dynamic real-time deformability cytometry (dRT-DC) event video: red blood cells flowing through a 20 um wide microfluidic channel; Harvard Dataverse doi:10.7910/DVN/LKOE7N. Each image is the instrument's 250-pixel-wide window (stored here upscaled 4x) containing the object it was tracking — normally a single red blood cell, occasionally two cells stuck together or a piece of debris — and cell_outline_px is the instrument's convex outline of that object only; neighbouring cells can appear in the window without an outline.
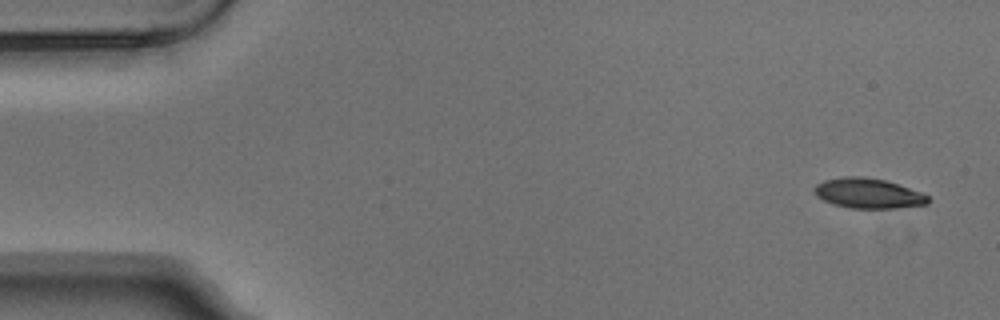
{"species": "Egyptian fruit bat (a non-hibernating species)", "species_latin": "Rousettus aegyptiacus", "temperature_condition": "warm", "stored_images_in_passage": 3, "camera_frame_rate_fps": 3000, "um_per_image_px": 0.085, "animal": {"sex": "male"}, "frame": {"image": 1, "passage_image": 1, "time_ms": 0.0, "image_size_px": [1000, 320], "cell_outline_px": [[928, 204], [896, 208], [852, 208], [836, 204], [824, 200], [816, 196], [812, 192], [812, 188], [816, 184], [824, 180], [844, 176], [864, 176], [884, 180], [920, 192], [928, 196]], "centroid_in_image_um": [73.74, 16.42], "position_along_channel_um": 11.3, "area_um2": 19.77}}
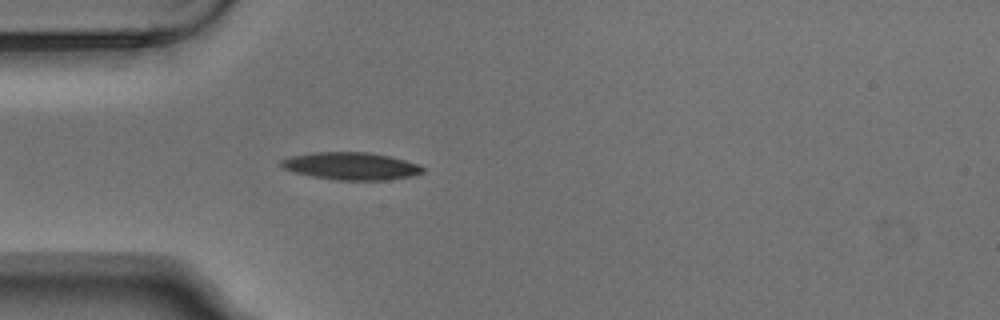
{"frame": {"image": 2, "passage_image": 3, "time_ms": 0.667, "image_size_px": [1000, 320], "cell_outline_px": [[424, 172], [412, 176], [388, 180], [336, 180], [312, 176], [292, 172], [284, 168], [280, 164], [280, 160], [288, 156], [312, 152], [368, 152], [388, 156], [420, 164], [424, 168]], "centroid_in_image_um": [29.82, 14.11], "position_along_channel_um": 55.2, "area_um2": 22.83}}